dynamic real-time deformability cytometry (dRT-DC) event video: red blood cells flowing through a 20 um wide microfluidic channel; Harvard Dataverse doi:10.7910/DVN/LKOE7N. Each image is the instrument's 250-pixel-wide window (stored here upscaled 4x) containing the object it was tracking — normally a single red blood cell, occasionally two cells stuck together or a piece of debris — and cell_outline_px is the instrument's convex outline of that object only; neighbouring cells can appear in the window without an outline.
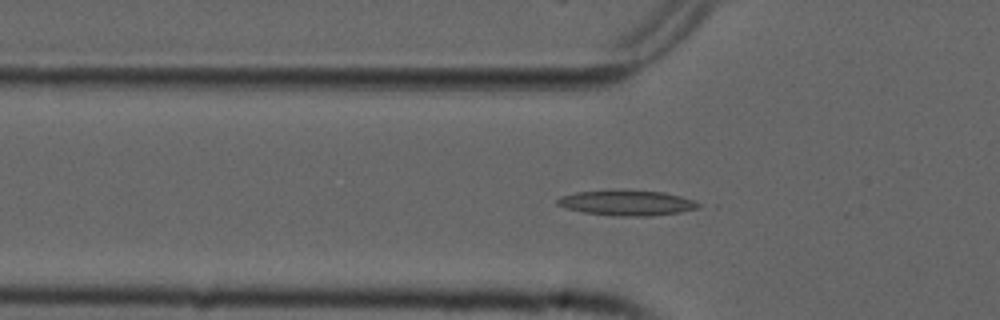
{"species": "common noctule bat (a hibernating species)", "species_latin": "Nyctalus noctula", "temperature_condition": "cold", "stored_images_in_passage": 46, "camera_frame_rate_fps": 3000, "um_per_image_px": 0.085, "animal": {"sex": "male", "forearm_length_mm": 52.5}, "frame": {"image": 1, "passage_image": 9, "time_ms": 2.667, "image_size_px": [1000, 320], "cell_outline_px": [[700, 208], [680, 212], [652, 216], [620, 216], [584, 212], [564, 208], [556, 204], [556, 200], [560, 196], [576, 192], [612, 188], [616, 188], [664, 192], [680, 196], [692, 200], [700, 204]], "centroid_in_image_um": [53.24, 17.21], "position_along_channel_um": 72.6, "area_um2": 21.33}}
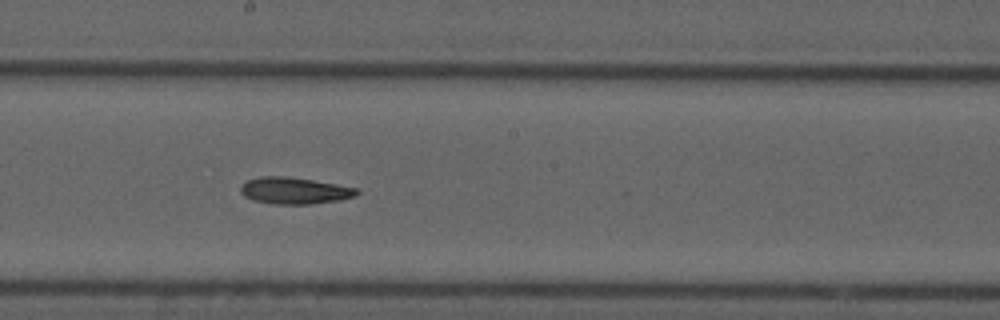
{"frame": {"image": 2, "passage_image": 21, "time_ms": 6.667, "image_size_px": [1000, 320], "cell_outline_px": [[360, 192], [356, 196], [340, 200], [308, 204], [276, 204], [252, 200], [244, 196], [240, 192], [240, 188], [248, 180], [260, 176], [284, 176], [312, 180], [360, 188]], "centroid_in_image_um": [25.06, 16.21], "position_along_channel_um": 223.1, "area_um2": 18.03}}
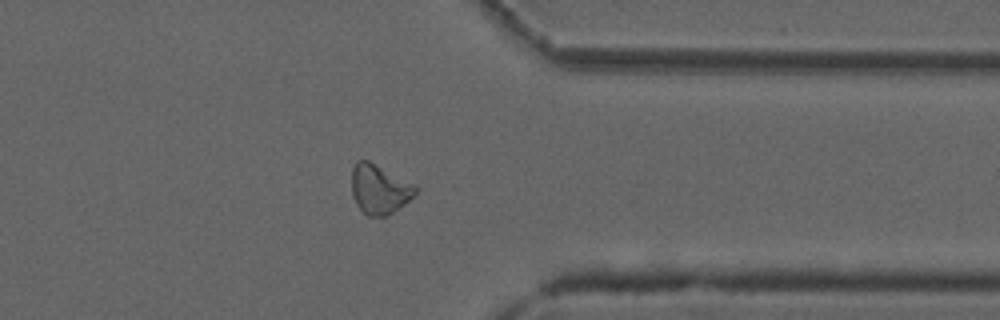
{"frame": {"image": 3, "passage_image": 34, "time_ms": 11.0, "image_size_px": [1000, 320], "cell_outline_px": [[416, 192], [404, 204], [392, 212], [384, 216], [368, 216], [356, 204], [352, 196], [352, 168], [356, 160], [368, 160], [416, 184]], "centroid_in_image_um": [32.22, 16.05], "position_along_channel_um": 379.2, "area_um2": 18.26}}